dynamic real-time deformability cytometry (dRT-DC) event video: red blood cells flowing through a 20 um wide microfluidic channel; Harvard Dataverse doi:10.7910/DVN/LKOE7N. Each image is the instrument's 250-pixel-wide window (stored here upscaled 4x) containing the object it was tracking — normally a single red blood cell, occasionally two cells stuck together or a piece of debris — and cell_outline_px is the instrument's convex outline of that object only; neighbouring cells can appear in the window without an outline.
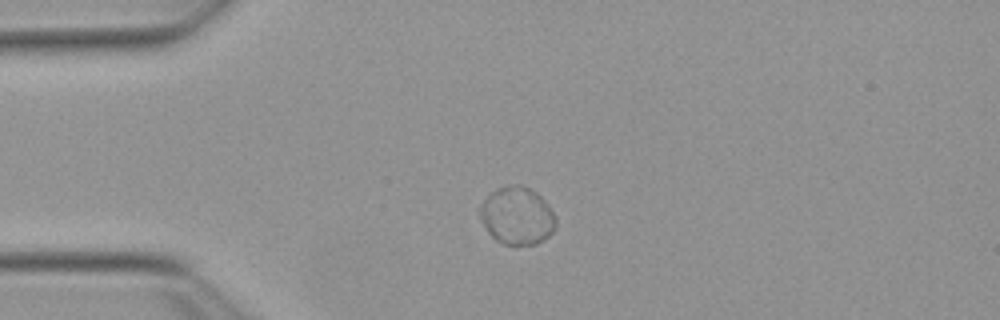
{"species": "Egyptian fruit bat (a non-hibernating species)", "species_latin": "Rousettus aegyptiacus", "temperature_condition": "warm", "stored_images_in_passage": 42, "camera_frame_rate_fps": 3000, "um_per_image_px": 0.085, "animal": {"sex": "female"}, "frame": {"image": 1, "passage_image": 1, "time_ms": 0.0, "image_size_px": [1000, 320], "cell_outline_px": [[556, 228], [544, 240], [536, 244], [500, 244], [488, 232], [480, 216], [480, 208], [484, 200], [496, 188], [508, 184], [520, 184], [536, 192], [548, 204], [556, 216]], "centroid_in_image_um": [43.98, 18.33], "position_along_channel_um": 41.0, "area_um2": 25.49}}
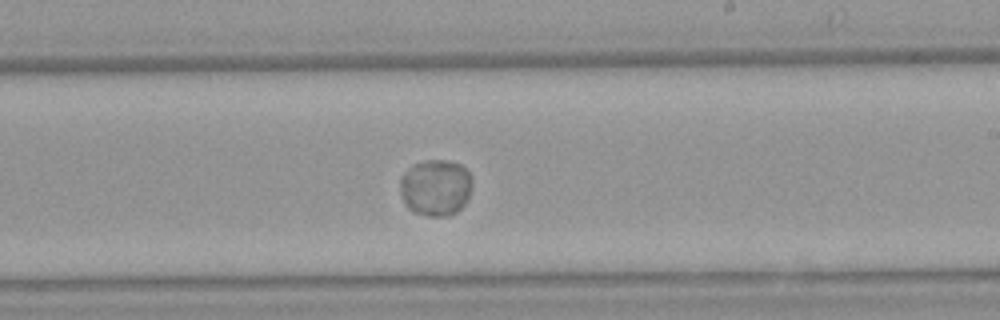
{"frame": {"image": 2, "passage_image": 20, "time_ms": 6.333, "image_size_px": [1000, 320], "cell_outline_px": [[472, 184], [468, 196], [464, 204], [456, 212], [448, 216], [428, 216], [412, 212], [404, 204], [400, 192], [400, 176], [412, 164], [424, 160], [448, 160], [460, 164], [472, 176]], "centroid_in_image_um": [37.0, 15.93], "position_along_channel_um": 252.0, "area_um2": 24.04}}
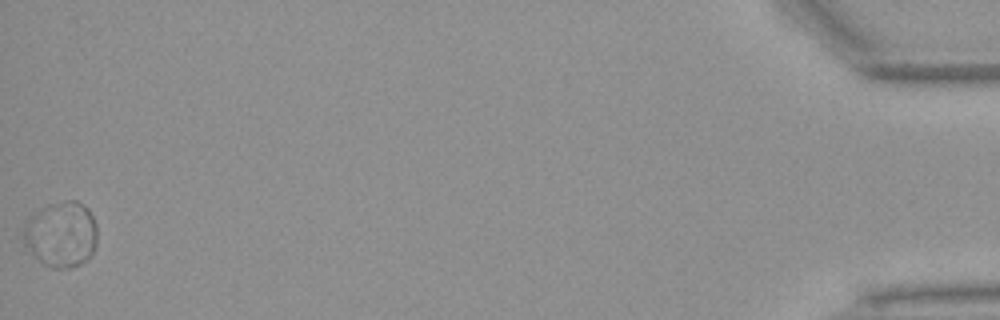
{"frame": {"image": 3, "passage_image": 42, "time_ms": 13.667, "image_size_px": [1000, 320], "cell_outline_px": [[96, 244], [92, 252], [80, 264], [68, 268], [52, 268], [44, 264], [32, 252], [24, 240], [24, 224], [32, 216], [44, 208], [64, 200], [76, 200], [84, 204], [88, 208], [96, 224]], "centroid_in_image_um": [5.24, 19.91], "position_along_channel_um": 430.0, "area_um2": 27.51}, "authors_computed_cell_mechanics": {"area_um2": 24.2471, "velocity_mm_per_s": 3.7408, "shape_relaxation_time_tau1_ms": 1.0222, "shape_relaxation_time_tau2_ms": null, "deformation_change_tau1": 0.0249, "deformation_change_tau2": null}}